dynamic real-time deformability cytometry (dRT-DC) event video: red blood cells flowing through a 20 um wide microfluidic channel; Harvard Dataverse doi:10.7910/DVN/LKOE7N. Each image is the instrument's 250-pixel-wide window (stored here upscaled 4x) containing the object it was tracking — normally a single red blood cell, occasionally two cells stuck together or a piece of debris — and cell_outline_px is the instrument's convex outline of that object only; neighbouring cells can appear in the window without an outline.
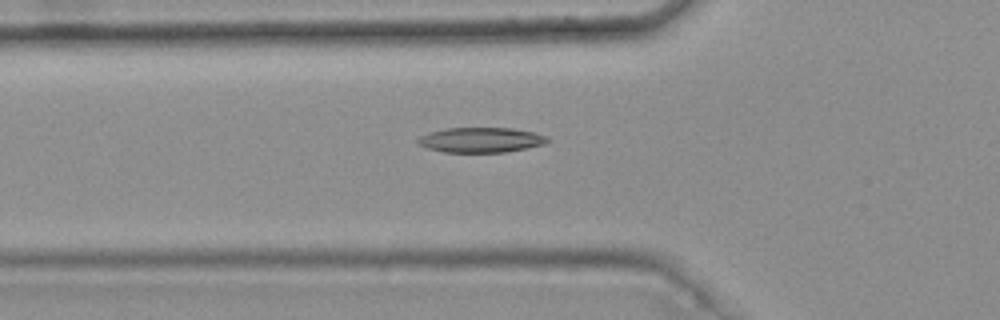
{"species": "common noctule bat (a hibernating species)", "species_latin": "Nyctalus noctula", "temperature_condition": "warm", "stored_images_in_passage": 5, "camera_frame_rate_fps": 3000, "um_per_image_px": 0.085, "animal": {"sex": "female", "body_mass_g": 25.1}, "frame": {"image": 1, "passage_image": 5, "time_ms": 1.333, "image_size_px": [1000, 320], "cell_outline_px": [[548, 140], [544, 144], [528, 148], [504, 152], [444, 152], [428, 148], [420, 144], [416, 140], [420, 136], [444, 128], [512, 128], [532, 132], [548, 136]], "centroid_in_image_um": [40.89, 11.89], "position_along_channel_um": 84.9, "area_um2": 18.73}}